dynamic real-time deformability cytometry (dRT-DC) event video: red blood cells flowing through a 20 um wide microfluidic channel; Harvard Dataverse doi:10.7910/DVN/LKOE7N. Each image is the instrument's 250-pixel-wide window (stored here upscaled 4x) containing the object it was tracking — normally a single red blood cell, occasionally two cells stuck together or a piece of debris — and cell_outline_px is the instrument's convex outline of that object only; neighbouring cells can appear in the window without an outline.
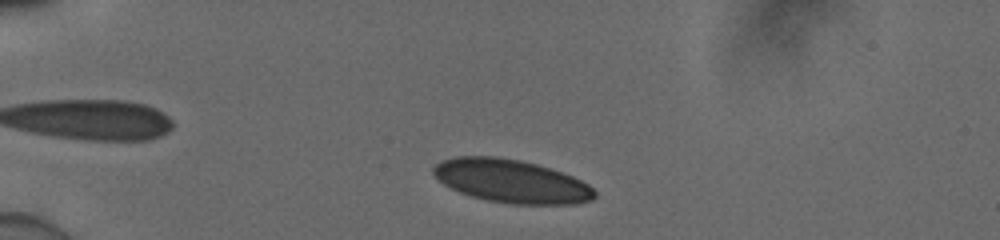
{"species": "human", "species_latin": "Homo sapiens", "temperature_condition": "cold", "stored_images_in_passage": 44, "camera_frame_rate_fps": 3000, "um_per_image_px": 0.085, "donor": {"sex": "male"}, "frame": {"image": 1, "passage_image": 4, "time_ms": 1.0, "image_size_px": [1000, 240], "cell_outline_px": [[596, 196], [592, 200], [576, 204], [508, 204], [488, 200], [472, 196], [460, 192], [444, 184], [432, 172], [432, 168], [440, 160], [456, 156], [496, 156], [520, 160], [536, 164], [572, 176], [588, 184], [596, 192]], "centroid_in_image_um": [43.46, 15.39], "position_along_channel_um": 41.5, "area_um2": 40.52}}
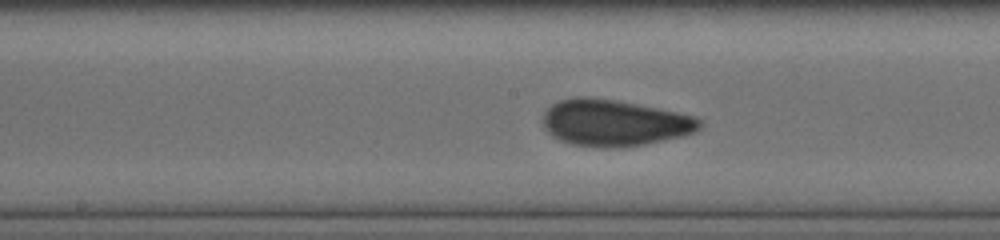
{"frame": {"image": 2, "passage_image": 20, "time_ms": 6.333, "image_size_px": [1000, 240], "cell_outline_px": [[704, 124], [696, 132], [684, 136], [644, 144], [616, 148], [612, 148], [572, 144], [560, 140], [552, 136], [544, 128], [544, 112], [552, 104], [560, 100], [576, 96], [612, 100], [656, 108], [696, 116], [704, 120]], "centroid_in_image_um": [52.26, 10.45], "position_along_channel_um": 195.9, "area_um2": 42.19}}
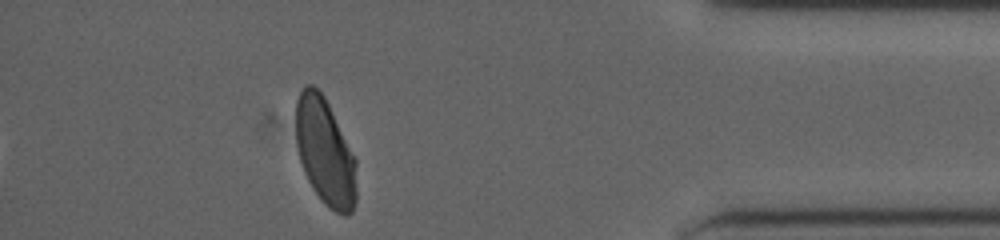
{"frame": {"image": 3, "passage_image": 39, "time_ms": 12.667, "image_size_px": [1000, 240], "cell_outline_px": [[356, 204], [352, 212], [348, 216], [344, 216], [328, 208], [324, 204], [312, 188], [304, 172], [300, 160], [296, 144], [296, 100], [300, 92], [308, 84], [312, 84], [324, 96], [356, 160]], "centroid_in_image_um": [27.63, 12.96], "position_along_channel_um": 407.6, "area_um2": 37.8}, "authors_computed_cell_mechanics": {"area_um2": 40.4311, "velocity_mm_per_s": 3.8886, "shape_relaxation_time_tau1_ms": 4.8953, "shape_relaxation_time_tau2_ms": 0.8043, "deformation_change_tau1": 0.1247, "deformation_change_tau2": 0.0513}}